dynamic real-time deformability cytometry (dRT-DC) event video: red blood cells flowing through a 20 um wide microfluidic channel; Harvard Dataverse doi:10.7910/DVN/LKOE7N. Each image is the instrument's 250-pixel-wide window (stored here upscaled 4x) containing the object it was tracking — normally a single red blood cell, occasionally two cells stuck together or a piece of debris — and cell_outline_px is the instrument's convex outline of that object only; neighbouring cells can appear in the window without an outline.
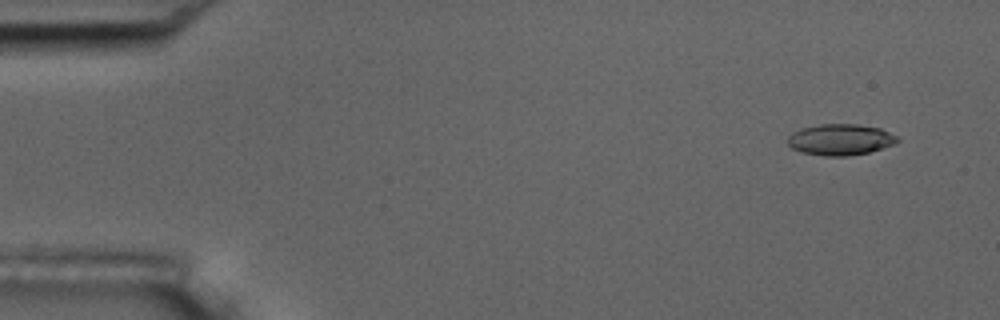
{"species": "common noctule bat (a hibernating species)", "species_latin": "Nyctalus noctula", "temperature_condition": "room temperature", "stored_images_in_passage": 5, "camera_frame_rate_fps": 3000, "um_per_image_px": 0.085, "animal": {"sex": "male", "body_mass_g": 17.5, "forearm_length_mm": 52.3}, "frame": {"image": 1, "passage_image": 1, "time_ms": 0.0, "image_size_px": [1000, 320], "cell_outline_px": [[900, 140], [896, 144], [868, 152], [848, 156], [824, 156], [800, 152], [792, 148], [788, 144], [788, 136], [792, 132], [800, 128], [820, 124], [860, 124], [880, 128], [896, 136]], "centroid_in_image_um": [71.42, 11.86], "position_along_channel_um": 13.6, "area_um2": 20.06}}